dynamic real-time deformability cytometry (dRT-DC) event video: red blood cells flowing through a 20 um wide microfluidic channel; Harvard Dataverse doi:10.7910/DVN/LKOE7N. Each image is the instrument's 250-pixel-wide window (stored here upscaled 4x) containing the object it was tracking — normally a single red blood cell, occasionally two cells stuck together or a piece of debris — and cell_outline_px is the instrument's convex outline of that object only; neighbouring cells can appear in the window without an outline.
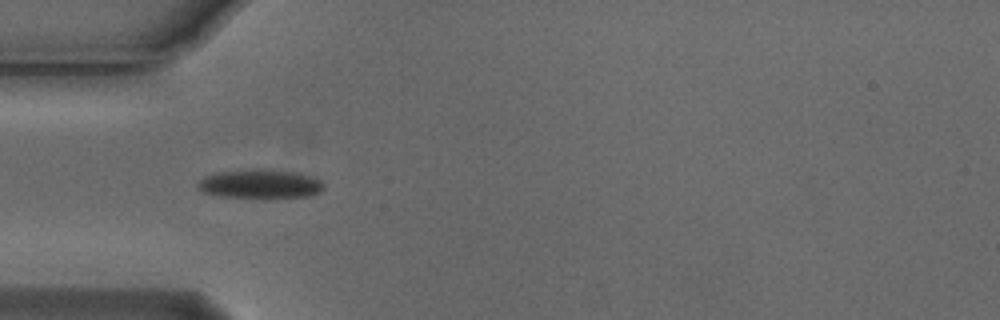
{"species": "Egyptian fruit bat (a non-hibernating species)", "species_latin": "Rousettus aegyptiacus", "temperature_condition": "cold", "stored_images_in_passage": 6, "camera_frame_rate_fps": 3000, "um_per_image_px": 0.085, "animal": {"sex": "male"}, "frame": {"image": 1, "passage_image": 5, "time_ms": 1.333, "image_size_px": [1000, 320], "cell_outline_px": [[324, 188], [320, 192], [308, 196], [268, 200], [264, 200], [220, 196], [204, 192], [196, 188], [196, 184], [204, 176], [216, 172], [260, 168], [296, 172], [312, 176], [320, 180], [324, 184]], "centroid_in_image_um": [22.12, 15.66], "position_along_channel_um": 62.9, "area_um2": 22.25}}
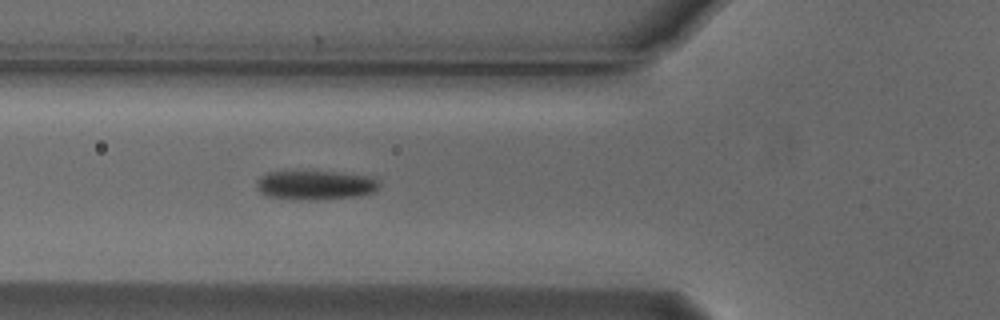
{"frame": {"image": 2, "passage_image": 6, "time_ms": 1.667, "image_size_px": [1000, 320], "cell_outline_px": [[380, 188], [376, 192], [360, 196], [308, 200], [296, 200], [268, 196], [260, 192], [256, 188], [256, 180], [260, 176], [268, 172], [340, 172], [376, 176], [380, 180]], "centroid_in_image_um": [26.89, 15.73], "position_along_channel_um": 98.9, "area_um2": 21.33}}